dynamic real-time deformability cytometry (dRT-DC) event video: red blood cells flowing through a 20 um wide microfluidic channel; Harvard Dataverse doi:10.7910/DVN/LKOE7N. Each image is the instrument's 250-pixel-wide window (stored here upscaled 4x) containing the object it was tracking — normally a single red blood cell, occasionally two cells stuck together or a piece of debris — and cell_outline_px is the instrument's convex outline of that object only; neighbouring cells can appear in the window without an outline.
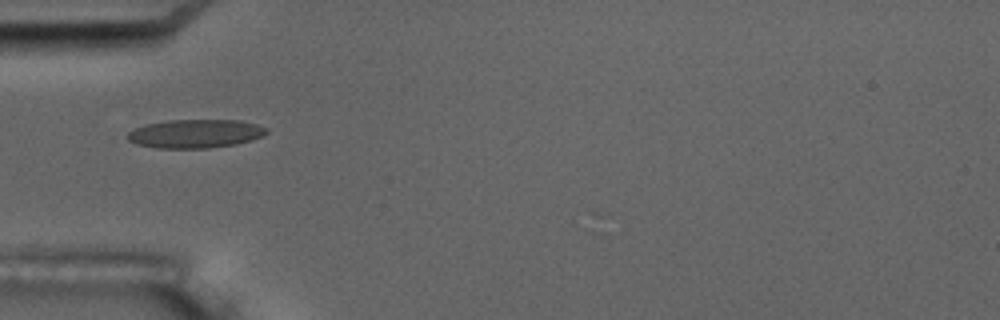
{"species": "common noctule bat (a hibernating species)", "species_latin": "Nyctalus noctula", "temperature_condition": "room temperature", "stored_images_in_passage": 7, "camera_frame_rate_fps": 3000, "um_per_image_px": 0.085, "animal": {"sex": "male", "body_mass_g": 17.5, "forearm_length_mm": 52.3}, "frame": {"image": 1, "passage_image": 4, "time_ms": 3.667, "image_size_px": [1000, 320], "cell_outline_px": [[268, 132], [252, 140], [236, 144], [208, 148], [156, 148], [136, 144], [128, 140], [128, 132], [144, 124], [168, 120], [240, 120], [256, 124], [268, 128]], "centroid_in_image_um": [16.6, 11.36], "position_along_channel_um": 68.4, "area_um2": 23.18}}